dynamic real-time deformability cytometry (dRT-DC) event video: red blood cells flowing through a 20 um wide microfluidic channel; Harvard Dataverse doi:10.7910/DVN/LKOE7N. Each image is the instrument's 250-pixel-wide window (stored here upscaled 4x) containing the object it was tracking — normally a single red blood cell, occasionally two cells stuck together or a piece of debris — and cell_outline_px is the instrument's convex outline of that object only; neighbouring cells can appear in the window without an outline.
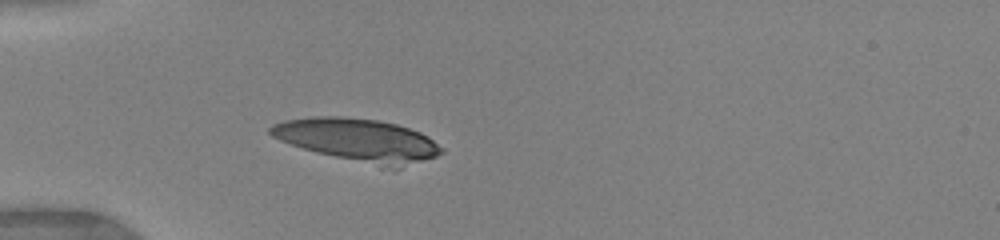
{"species": "human", "species_latin": "Homo sapiens", "temperature_condition": "warm", "stored_images_in_passage": 17, "camera_frame_rate_fps": 3000, "um_per_image_px": 0.085, "donor": {"sex": "female"}, "frame": {"image": 1, "passage_image": 3, "time_ms": 1.0, "image_size_px": [1000, 240], "cell_outline_px": [[444, 152], [436, 156], [400, 168], [396, 168], [316, 152], [280, 140], [272, 136], [268, 132], [268, 128], [272, 124], [284, 120], [312, 116], [340, 116], [376, 120], [396, 124], [420, 132], [428, 136], [444, 148]], "centroid_in_image_um": [30.44, 11.87], "position_along_channel_um": 54.6, "area_um2": 41.96}}
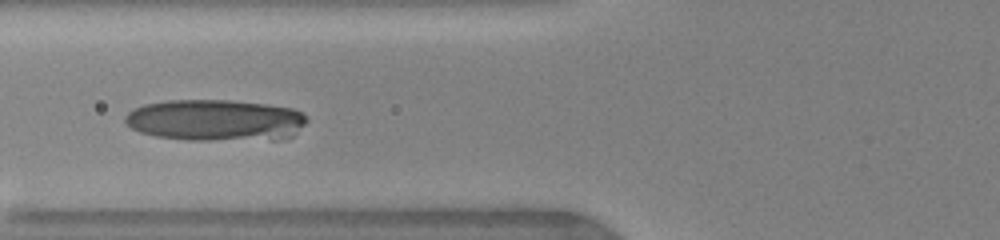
{"frame": {"image": 2, "passage_image": 6, "time_ms": 2.667, "image_size_px": [1000, 240], "cell_outline_px": [[308, 120], [288, 140], [188, 140], [156, 136], [140, 132], [132, 128], [124, 120], [124, 116], [132, 108], [144, 104], [164, 100], [232, 100], [264, 104], [292, 108], [308, 116]], "centroid_in_image_um": [18.33, 10.22], "position_along_channel_um": 107.5, "area_um2": 44.51}, "authors_computed_cell_mechanics": {"area_um2": 44.7372, "velocity_mm_per_s": 3.9775, "shape_relaxation_time_tau1_ms": null, "shape_relaxation_time_tau2_ms": 2.4462, "deformation_change_tau1": null, "deformation_change_tau2": 0.0776}}